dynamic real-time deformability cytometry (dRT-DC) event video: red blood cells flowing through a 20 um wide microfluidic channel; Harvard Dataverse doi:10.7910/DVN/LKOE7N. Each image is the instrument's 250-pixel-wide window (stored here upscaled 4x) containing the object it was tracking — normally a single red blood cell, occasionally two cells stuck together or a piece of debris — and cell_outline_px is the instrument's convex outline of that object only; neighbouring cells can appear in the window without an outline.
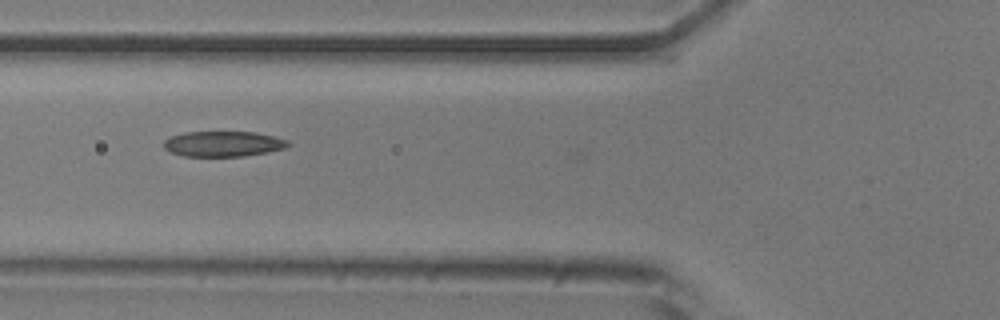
{"species": "common noctule bat (a hibernating species)", "species_latin": "Nyctalus noctula", "temperature_condition": "room temperature", "stored_images_in_passage": 34, "camera_frame_rate_fps": 3000, "um_per_image_px": 0.085, "animal": {"sex": "male", "body_mass_g": 20.5, "forearm_length_mm": 52.5}, "frame": {"image": 1, "passage_image": 5, "time_ms": 1.333, "image_size_px": [1000, 320], "cell_outline_px": [[292, 144], [284, 148], [268, 152], [244, 156], [184, 156], [172, 152], [164, 148], [164, 140], [172, 136], [184, 132], [256, 132], [288, 140]], "centroid_in_image_um": [18.99, 12.22], "position_along_channel_um": 106.8, "area_um2": 18.32}}
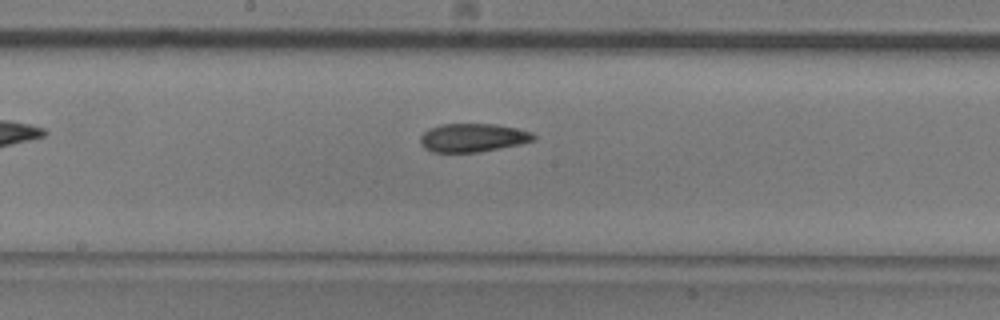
{"frame": {"image": 2, "passage_image": 13, "time_ms": 4.0, "image_size_px": [1000, 320], "cell_outline_px": [[536, 140], [520, 144], [480, 152], [432, 152], [424, 148], [420, 144], [420, 136], [428, 128], [440, 124], [496, 124], [516, 128], [532, 132], [536, 136]], "centroid_in_image_um": [40.18, 11.7], "position_along_channel_um": 208.0, "area_um2": 18.96}}
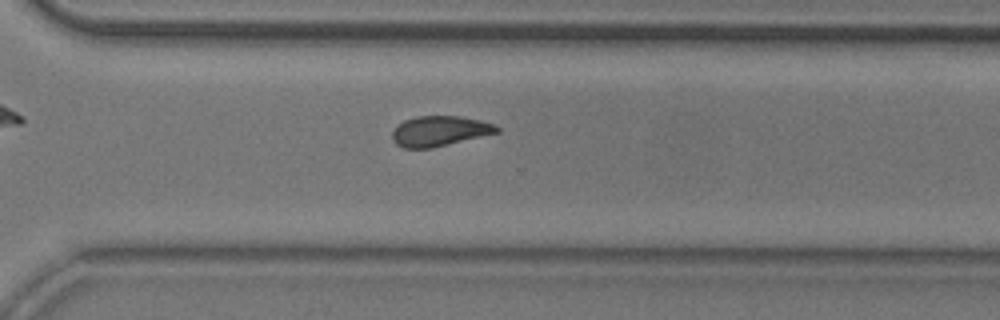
{"frame": {"image": 3, "passage_image": 23, "time_ms": 7.333, "image_size_px": [1000, 320], "cell_outline_px": [[500, 132], [432, 148], [404, 148], [396, 144], [392, 140], [392, 132], [404, 120], [416, 116], [460, 116], [480, 120], [496, 124], [500, 128]], "centroid_in_image_um": [37.39, 11.14], "position_along_channel_um": 333.2, "area_um2": 18.44}, "authors_computed_cell_mechanics": {"area_um2": 18.3226, "velocity_mm_per_s": 3.771, "shape_relaxation_time_tau1_ms": 3.7385, "shape_relaxation_time_tau2_ms": 2.1461, "deformation_change_tau1": 0.1093, "deformation_change_tau2": 0.0815}}